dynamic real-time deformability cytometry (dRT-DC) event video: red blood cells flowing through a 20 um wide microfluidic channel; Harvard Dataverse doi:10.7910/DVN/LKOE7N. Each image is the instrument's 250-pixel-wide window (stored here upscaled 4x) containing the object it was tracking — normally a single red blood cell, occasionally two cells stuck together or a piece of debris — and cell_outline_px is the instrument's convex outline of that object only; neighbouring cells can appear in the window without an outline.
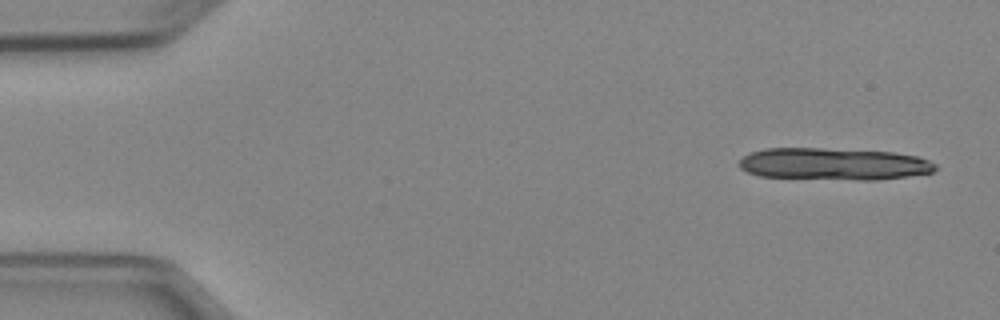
{"species": "Egyptian fruit bat (a non-hibernating species)", "species_latin": "Rousettus aegyptiacus", "temperature_condition": "cold", "stored_images_in_passage": 5, "segment_of_instrument_passage": [1, 2], "camera_frame_rate_fps": 3000, "um_per_image_px": 0.085, "animal": {"sex": "female"}, "frame": {"image": 1, "passage_image": 1, "time_ms": 0.0, "image_size_px": [1000, 320], "cell_outline_px": [[936, 168], [932, 172], [908, 176], [880, 180], [856, 180], [760, 176], [748, 172], [740, 168], [740, 160], [744, 156], [752, 152], [764, 148], [824, 148], [892, 152], [916, 156], [928, 160], [936, 164]], "centroid_in_image_um": [70.87, 13.94], "position_along_channel_um": 14.1, "area_um2": 36.59}}
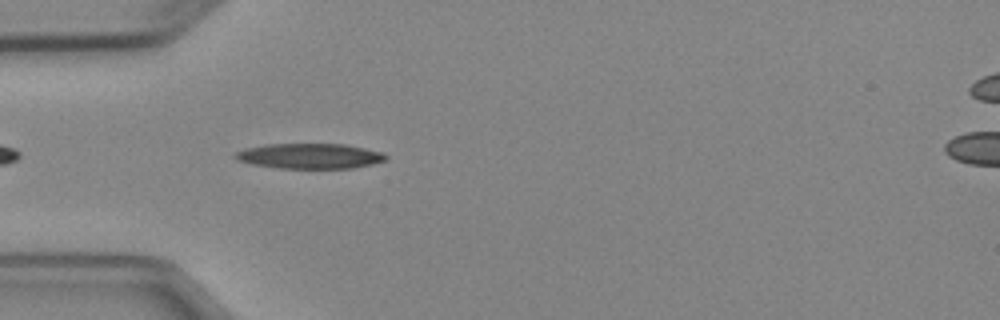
{"frame": {"image": 2, "passage_image": 4, "time_ms": 4.333, "image_size_px": [1000, 320], "cell_outline_px": [[388, 156], [384, 160], [372, 164], [352, 168], [280, 168], [252, 164], [236, 160], [232, 156], [236, 152], [244, 148], [264, 144], [344, 144], [364, 148], [380, 152]], "centroid_in_image_um": [26.26, 13.26], "position_along_channel_um": 58.7, "area_um2": 22.08}}